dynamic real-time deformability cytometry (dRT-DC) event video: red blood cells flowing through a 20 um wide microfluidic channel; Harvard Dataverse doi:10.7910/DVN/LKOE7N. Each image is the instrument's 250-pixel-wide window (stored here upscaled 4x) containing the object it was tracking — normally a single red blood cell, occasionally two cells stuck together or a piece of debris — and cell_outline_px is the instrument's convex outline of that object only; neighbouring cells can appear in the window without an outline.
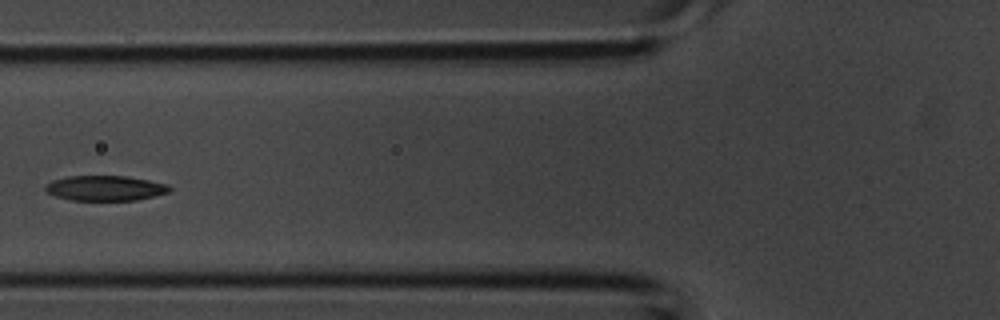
{"species": "common noctule bat (a hibernating species)", "species_latin": "Nyctalus noctula", "temperature_condition": "room temperature", "stored_images_in_passage": 3, "camera_frame_rate_fps": 3000, "um_per_image_px": 0.085, "animal": {"sex": "male", "body_mass_g": 20.1, "forearm_length_mm": 53.5}, "frame": {"image": 1, "passage_image": 3, "time_ms": 0.667, "image_size_px": [1000, 320], "cell_outline_px": [[172, 188], [168, 192], [136, 200], [72, 200], [56, 196], [48, 192], [44, 188], [44, 184], [52, 180], [68, 176], [124, 176], [148, 180], [168, 184]], "centroid_in_image_um": [8.92, 15.98], "position_along_channel_um": 116.9, "area_um2": 18.03}}